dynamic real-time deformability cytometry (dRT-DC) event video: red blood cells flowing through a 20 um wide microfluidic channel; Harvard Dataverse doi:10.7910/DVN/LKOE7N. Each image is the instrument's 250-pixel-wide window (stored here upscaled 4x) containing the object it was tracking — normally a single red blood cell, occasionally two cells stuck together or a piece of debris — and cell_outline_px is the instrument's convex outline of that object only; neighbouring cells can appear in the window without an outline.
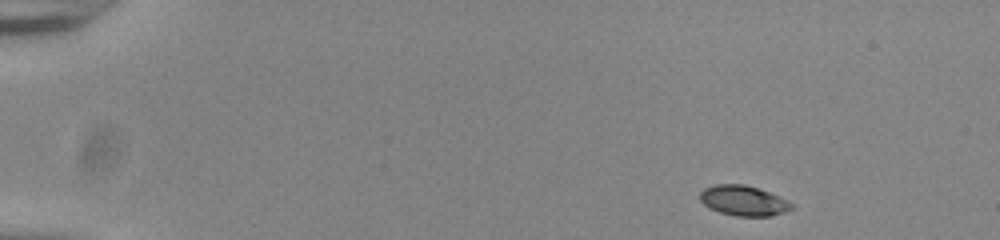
{"species": "common noctule bat (a hibernating species)", "species_latin": "Nyctalus noctula", "temperature_condition": "room temperature", "stored_images_in_passage": 15, "camera_frame_rate_fps": 3000, "um_per_image_px": 0.085, "animal": {"sex": "male", "body_mass_g": 20.0, "forearm_length_mm": 53.3}, "frame": {"image": 1, "passage_image": 1, "time_ms": 0.0, "image_size_px": [1000, 240], "cell_outline_px": [[796, 204], [792, 208], [784, 212], [768, 216], [736, 216], [720, 212], [708, 208], [700, 200], [700, 192], [704, 188], [716, 184], [744, 184], [768, 192], [788, 200]], "centroid_in_image_um": [63.19, 17.05], "position_along_channel_um": 21.8, "area_um2": 16.07}}
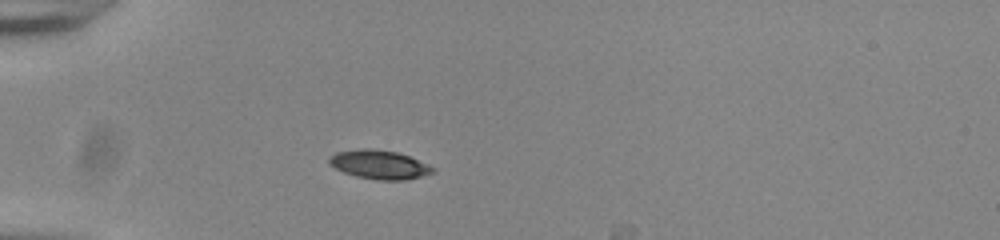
{"frame": {"image": 2, "passage_image": 11, "time_ms": 3.333, "image_size_px": [1000, 240], "cell_outline_px": [[436, 172], [404, 180], [380, 180], [356, 176], [344, 172], [328, 164], [328, 160], [336, 152], [364, 148], [368, 148], [396, 152], [408, 156], [436, 168]], "centroid_in_image_um": [32.25, 13.99], "position_along_channel_um": 52.8, "area_um2": 17.17}}